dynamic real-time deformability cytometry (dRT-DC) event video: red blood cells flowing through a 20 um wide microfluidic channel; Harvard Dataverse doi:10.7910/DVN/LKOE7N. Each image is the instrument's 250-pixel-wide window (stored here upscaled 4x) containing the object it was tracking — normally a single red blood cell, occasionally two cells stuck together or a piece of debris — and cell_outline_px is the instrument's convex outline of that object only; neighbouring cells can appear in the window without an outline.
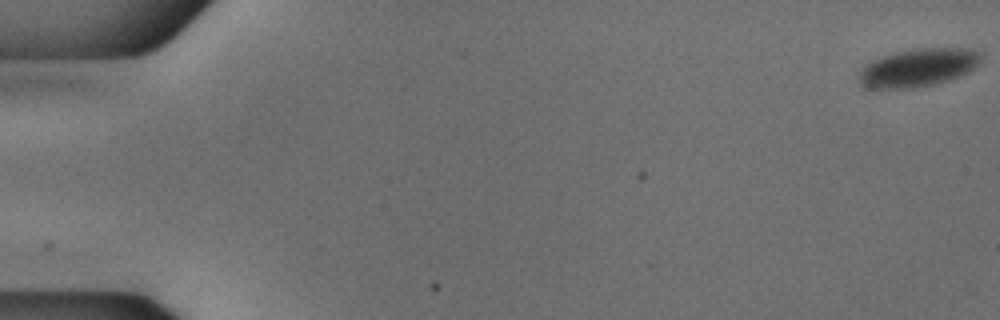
{"species": "common noctule bat (a hibernating species)", "species_latin": "Nyctalus noctula", "temperature_condition": "cold", "stored_images_in_passage": 55, "camera_frame_rate_fps": 3000, "um_per_image_px": 0.085, "animal": {"sex": "male", "body_mass_g": 18.8}, "frame": {"image": 1, "passage_image": 1, "time_ms": 0.0, "image_size_px": [1000, 320], "cell_outline_px": [[980, 60], [976, 68], [960, 76], [948, 80], [932, 84], [912, 88], [860, 88], [856, 80], [856, 76], [860, 68], [864, 64], [880, 56], [892, 52], [916, 48], [972, 48], [980, 52]], "centroid_in_image_um": [77.95, 5.74], "position_along_channel_um": 7.0, "area_um2": 27.74}}
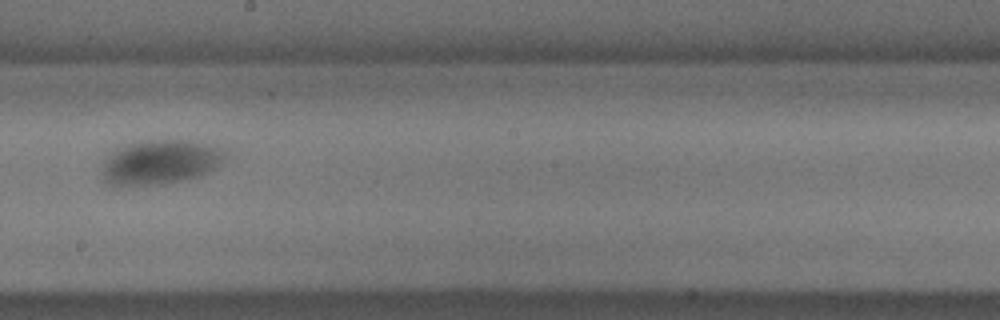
{"frame": {"image": 2, "passage_image": 32, "time_ms": 10.333, "image_size_px": [1000, 320], "cell_outline_px": [[228, 156], [216, 168], [200, 176], [164, 184], [120, 188], [116, 188], [108, 184], [104, 180], [104, 160], [116, 148], [128, 144], [144, 140], [192, 140], [220, 148]], "centroid_in_image_um": [13.6, 13.81], "position_along_channel_um": 234.6, "area_um2": 32.43}}
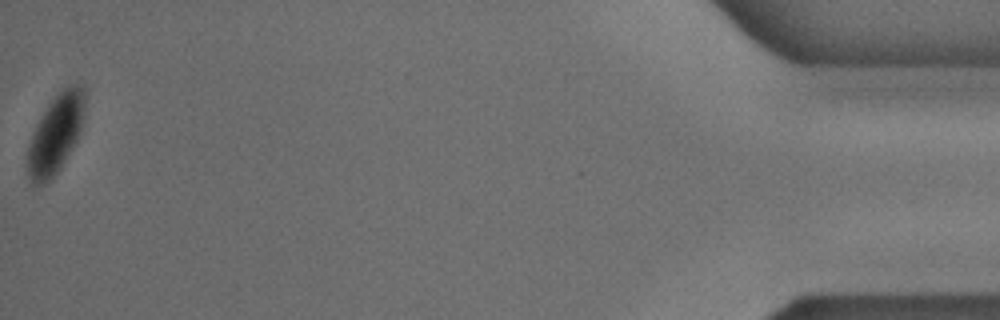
{"frame": {"image": 3, "passage_image": 55, "time_ms": 18.0, "image_size_px": [1000, 320], "cell_outline_px": [[84, 120], [80, 132], [72, 148], [60, 168], [52, 176], [40, 184], [32, 184], [28, 176], [28, 148], [36, 124], [48, 104], [68, 84], [84, 84]], "centroid_in_image_um": [4.76, 11.33], "position_along_channel_um": 430.4, "area_um2": 25.78}}